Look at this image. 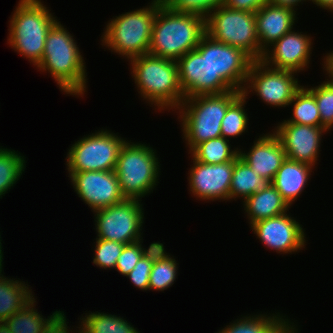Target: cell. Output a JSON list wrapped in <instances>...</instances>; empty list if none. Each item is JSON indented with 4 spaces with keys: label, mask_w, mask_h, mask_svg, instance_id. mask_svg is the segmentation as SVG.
<instances>
[{
    "label": "cell",
    "mask_w": 333,
    "mask_h": 333,
    "mask_svg": "<svg viewBox=\"0 0 333 333\" xmlns=\"http://www.w3.org/2000/svg\"><path fill=\"white\" fill-rule=\"evenodd\" d=\"M143 240L125 244L116 262V271L123 276H127L135 267L140 258L156 243H151L148 248L142 245Z\"/></svg>",
    "instance_id": "8d00e7d4"
},
{
    "label": "cell",
    "mask_w": 333,
    "mask_h": 333,
    "mask_svg": "<svg viewBox=\"0 0 333 333\" xmlns=\"http://www.w3.org/2000/svg\"><path fill=\"white\" fill-rule=\"evenodd\" d=\"M268 0H225L223 5L234 9L256 13Z\"/></svg>",
    "instance_id": "74e56055"
},
{
    "label": "cell",
    "mask_w": 333,
    "mask_h": 333,
    "mask_svg": "<svg viewBox=\"0 0 333 333\" xmlns=\"http://www.w3.org/2000/svg\"><path fill=\"white\" fill-rule=\"evenodd\" d=\"M188 171L189 191L196 200L229 201L233 168L239 155L232 161L221 164H206L196 161Z\"/></svg>",
    "instance_id": "5bb4252c"
},
{
    "label": "cell",
    "mask_w": 333,
    "mask_h": 333,
    "mask_svg": "<svg viewBox=\"0 0 333 333\" xmlns=\"http://www.w3.org/2000/svg\"><path fill=\"white\" fill-rule=\"evenodd\" d=\"M81 316L78 333H140L121 316L93 311ZM137 329V330H136Z\"/></svg>",
    "instance_id": "cb8c5ba5"
},
{
    "label": "cell",
    "mask_w": 333,
    "mask_h": 333,
    "mask_svg": "<svg viewBox=\"0 0 333 333\" xmlns=\"http://www.w3.org/2000/svg\"><path fill=\"white\" fill-rule=\"evenodd\" d=\"M56 21L46 35L39 71L49 73L59 89L65 94L84 96L87 92L86 62L74 35Z\"/></svg>",
    "instance_id": "6da1fadb"
},
{
    "label": "cell",
    "mask_w": 333,
    "mask_h": 333,
    "mask_svg": "<svg viewBox=\"0 0 333 333\" xmlns=\"http://www.w3.org/2000/svg\"><path fill=\"white\" fill-rule=\"evenodd\" d=\"M29 286L28 282L4 276L0 270V322L7 320L35 298Z\"/></svg>",
    "instance_id": "603a6c76"
},
{
    "label": "cell",
    "mask_w": 333,
    "mask_h": 333,
    "mask_svg": "<svg viewBox=\"0 0 333 333\" xmlns=\"http://www.w3.org/2000/svg\"><path fill=\"white\" fill-rule=\"evenodd\" d=\"M293 106L292 117L282 122L303 124L308 126H321L320 113L315 97L304 87L295 93L293 99L288 104V108Z\"/></svg>",
    "instance_id": "f1b7e54d"
},
{
    "label": "cell",
    "mask_w": 333,
    "mask_h": 333,
    "mask_svg": "<svg viewBox=\"0 0 333 333\" xmlns=\"http://www.w3.org/2000/svg\"><path fill=\"white\" fill-rule=\"evenodd\" d=\"M179 263L163 248L155 257L149 277V290L164 291L176 281Z\"/></svg>",
    "instance_id": "f546056e"
},
{
    "label": "cell",
    "mask_w": 333,
    "mask_h": 333,
    "mask_svg": "<svg viewBox=\"0 0 333 333\" xmlns=\"http://www.w3.org/2000/svg\"><path fill=\"white\" fill-rule=\"evenodd\" d=\"M25 159L20 152L0 146V199L21 178L26 169Z\"/></svg>",
    "instance_id": "83f0119b"
},
{
    "label": "cell",
    "mask_w": 333,
    "mask_h": 333,
    "mask_svg": "<svg viewBox=\"0 0 333 333\" xmlns=\"http://www.w3.org/2000/svg\"><path fill=\"white\" fill-rule=\"evenodd\" d=\"M326 78H328L325 79L327 81L318 86L304 87L315 97L320 113L321 127L330 131L333 128V78L329 75Z\"/></svg>",
    "instance_id": "d6a6232c"
},
{
    "label": "cell",
    "mask_w": 333,
    "mask_h": 333,
    "mask_svg": "<svg viewBox=\"0 0 333 333\" xmlns=\"http://www.w3.org/2000/svg\"><path fill=\"white\" fill-rule=\"evenodd\" d=\"M161 0L150 5L113 16L101 36V45L129 61L148 54L156 11Z\"/></svg>",
    "instance_id": "8992f818"
},
{
    "label": "cell",
    "mask_w": 333,
    "mask_h": 333,
    "mask_svg": "<svg viewBox=\"0 0 333 333\" xmlns=\"http://www.w3.org/2000/svg\"><path fill=\"white\" fill-rule=\"evenodd\" d=\"M273 130L284 147L286 158L313 167L318 164L322 136L328 132L326 128L278 122Z\"/></svg>",
    "instance_id": "2e32d148"
},
{
    "label": "cell",
    "mask_w": 333,
    "mask_h": 333,
    "mask_svg": "<svg viewBox=\"0 0 333 333\" xmlns=\"http://www.w3.org/2000/svg\"><path fill=\"white\" fill-rule=\"evenodd\" d=\"M242 94L231 90L222 94L198 95L184 98L176 109L182 131V139L188 154L200 143L221 137V121L228 107Z\"/></svg>",
    "instance_id": "277c9868"
},
{
    "label": "cell",
    "mask_w": 333,
    "mask_h": 333,
    "mask_svg": "<svg viewBox=\"0 0 333 333\" xmlns=\"http://www.w3.org/2000/svg\"><path fill=\"white\" fill-rule=\"evenodd\" d=\"M180 84L185 98L222 94L234 90L209 62V35L204 34L199 45L177 60Z\"/></svg>",
    "instance_id": "30bf717a"
},
{
    "label": "cell",
    "mask_w": 333,
    "mask_h": 333,
    "mask_svg": "<svg viewBox=\"0 0 333 333\" xmlns=\"http://www.w3.org/2000/svg\"><path fill=\"white\" fill-rule=\"evenodd\" d=\"M298 74L289 70L275 69L261 60L252 62L242 93L248 98L254 94L270 107H288L295 93L302 87ZM251 92V93H250Z\"/></svg>",
    "instance_id": "7c38bea8"
},
{
    "label": "cell",
    "mask_w": 333,
    "mask_h": 333,
    "mask_svg": "<svg viewBox=\"0 0 333 333\" xmlns=\"http://www.w3.org/2000/svg\"><path fill=\"white\" fill-rule=\"evenodd\" d=\"M164 248L163 243L156 242L137 262L133 270L126 276L130 282L142 291H148L149 277L154 257Z\"/></svg>",
    "instance_id": "e575fe53"
},
{
    "label": "cell",
    "mask_w": 333,
    "mask_h": 333,
    "mask_svg": "<svg viewBox=\"0 0 333 333\" xmlns=\"http://www.w3.org/2000/svg\"><path fill=\"white\" fill-rule=\"evenodd\" d=\"M297 12L288 7L264 4L256 13L255 21L260 45V60L263 53L283 35L294 29Z\"/></svg>",
    "instance_id": "ffe728a7"
},
{
    "label": "cell",
    "mask_w": 333,
    "mask_h": 333,
    "mask_svg": "<svg viewBox=\"0 0 333 333\" xmlns=\"http://www.w3.org/2000/svg\"><path fill=\"white\" fill-rule=\"evenodd\" d=\"M129 63L131 76L143 100L160 112L171 109L176 112L185 98L177 61L144 54L130 59Z\"/></svg>",
    "instance_id": "7a4b0ae2"
},
{
    "label": "cell",
    "mask_w": 333,
    "mask_h": 333,
    "mask_svg": "<svg viewBox=\"0 0 333 333\" xmlns=\"http://www.w3.org/2000/svg\"><path fill=\"white\" fill-rule=\"evenodd\" d=\"M288 212L254 223L251 227L266 248L277 254L300 252L306 245V234L301 225Z\"/></svg>",
    "instance_id": "9a60e30c"
},
{
    "label": "cell",
    "mask_w": 333,
    "mask_h": 333,
    "mask_svg": "<svg viewBox=\"0 0 333 333\" xmlns=\"http://www.w3.org/2000/svg\"><path fill=\"white\" fill-rule=\"evenodd\" d=\"M205 30L214 40L242 49L254 61L260 60L255 13L221 5L205 20Z\"/></svg>",
    "instance_id": "9c48e42d"
},
{
    "label": "cell",
    "mask_w": 333,
    "mask_h": 333,
    "mask_svg": "<svg viewBox=\"0 0 333 333\" xmlns=\"http://www.w3.org/2000/svg\"><path fill=\"white\" fill-rule=\"evenodd\" d=\"M1 234V233H0ZM1 241H2V239H1V235H0V270H2L3 271V252H2V248H3V246H2V243H1Z\"/></svg>",
    "instance_id": "ee69618b"
},
{
    "label": "cell",
    "mask_w": 333,
    "mask_h": 333,
    "mask_svg": "<svg viewBox=\"0 0 333 333\" xmlns=\"http://www.w3.org/2000/svg\"><path fill=\"white\" fill-rule=\"evenodd\" d=\"M156 154V150L145 143L127 140L121 146L114 171L125 198L141 200L153 193L161 172Z\"/></svg>",
    "instance_id": "52a82bcc"
},
{
    "label": "cell",
    "mask_w": 333,
    "mask_h": 333,
    "mask_svg": "<svg viewBox=\"0 0 333 333\" xmlns=\"http://www.w3.org/2000/svg\"><path fill=\"white\" fill-rule=\"evenodd\" d=\"M306 1L308 2L310 0H268V3L276 6L288 7L296 11L298 9L297 6Z\"/></svg>",
    "instance_id": "ab89813d"
},
{
    "label": "cell",
    "mask_w": 333,
    "mask_h": 333,
    "mask_svg": "<svg viewBox=\"0 0 333 333\" xmlns=\"http://www.w3.org/2000/svg\"><path fill=\"white\" fill-rule=\"evenodd\" d=\"M125 139L106 128L79 138L69 147L66 156L68 177L75 172L115 170Z\"/></svg>",
    "instance_id": "ba28073f"
},
{
    "label": "cell",
    "mask_w": 333,
    "mask_h": 333,
    "mask_svg": "<svg viewBox=\"0 0 333 333\" xmlns=\"http://www.w3.org/2000/svg\"><path fill=\"white\" fill-rule=\"evenodd\" d=\"M138 199L94 211L96 238L130 244L143 240L144 208Z\"/></svg>",
    "instance_id": "8fae6325"
},
{
    "label": "cell",
    "mask_w": 333,
    "mask_h": 333,
    "mask_svg": "<svg viewBox=\"0 0 333 333\" xmlns=\"http://www.w3.org/2000/svg\"><path fill=\"white\" fill-rule=\"evenodd\" d=\"M0 333H11L5 322H0Z\"/></svg>",
    "instance_id": "7bdbcfd3"
},
{
    "label": "cell",
    "mask_w": 333,
    "mask_h": 333,
    "mask_svg": "<svg viewBox=\"0 0 333 333\" xmlns=\"http://www.w3.org/2000/svg\"><path fill=\"white\" fill-rule=\"evenodd\" d=\"M230 140L222 136L198 144L189 154L201 163L221 164L234 160L240 148L231 149Z\"/></svg>",
    "instance_id": "4316f807"
},
{
    "label": "cell",
    "mask_w": 333,
    "mask_h": 333,
    "mask_svg": "<svg viewBox=\"0 0 333 333\" xmlns=\"http://www.w3.org/2000/svg\"><path fill=\"white\" fill-rule=\"evenodd\" d=\"M323 70L325 71L326 74L324 75H329L333 78V51H329V53H326L325 56H323Z\"/></svg>",
    "instance_id": "60d3db41"
},
{
    "label": "cell",
    "mask_w": 333,
    "mask_h": 333,
    "mask_svg": "<svg viewBox=\"0 0 333 333\" xmlns=\"http://www.w3.org/2000/svg\"><path fill=\"white\" fill-rule=\"evenodd\" d=\"M69 179L74 192L92 212L126 199L114 170L75 172Z\"/></svg>",
    "instance_id": "4fadbf2b"
},
{
    "label": "cell",
    "mask_w": 333,
    "mask_h": 333,
    "mask_svg": "<svg viewBox=\"0 0 333 333\" xmlns=\"http://www.w3.org/2000/svg\"><path fill=\"white\" fill-rule=\"evenodd\" d=\"M313 166L286 158L271 184L281 194L289 206L297 201L306 188L308 180L313 172Z\"/></svg>",
    "instance_id": "44dd1931"
},
{
    "label": "cell",
    "mask_w": 333,
    "mask_h": 333,
    "mask_svg": "<svg viewBox=\"0 0 333 333\" xmlns=\"http://www.w3.org/2000/svg\"><path fill=\"white\" fill-rule=\"evenodd\" d=\"M239 156L268 183L273 181L282 162L286 159L284 147L273 130L271 133L261 134L253 142L249 151L239 149Z\"/></svg>",
    "instance_id": "d6986e66"
},
{
    "label": "cell",
    "mask_w": 333,
    "mask_h": 333,
    "mask_svg": "<svg viewBox=\"0 0 333 333\" xmlns=\"http://www.w3.org/2000/svg\"><path fill=\"white\" fill-rule=\"evenodd\" d=\"M247 98L243 93L228 107L225 117L221 121V136L224 139L237 138L248 132L249 117L245 105Z\"/></svg>",
    "instance_id": "1f68e13d"
},
{
    "label": "cell",
    "mask_w": 333,
    "mask_h": 333,
    "mask_svg": "<svg viewBox=\"0 0 333 333\" xmlns=\"http://www.w3.org/2000/svg\"><path fill=\"white\" fill-rule=\"evenodd\" d=\"M41 0H19L9 20V46L36 66L42 59L46 35L57 17Z\"/></svg>",
    "instance_id": "5b68a950"
},
{
    "label": "cell",
    "mask_w": 333,
    "mask_h": 333,
    "mask_svg": "<svg viewBox=\"0 0 333 333\" xmlns=\"http://www.w3.org/2000/svg\"><path fill=\"white\" fill-rule=\"evenodd\" d=\"M310 1L324 10L333 12V0H310Z\"/></svg>",
    "instance_id": "b9f144b4"
},
{
    "label": "cell",
    "mask_w": 333,
    "mask_h": 333,
    "mask_svg": "<svg viewBox=\"0 0 333 333\" xmlns=\"http://www.w3.org/2000/svg\"><path fill=\"white\" fill-rule=\"evenodd\" d=\"M254 60L242 49L214 40L209 36V62L234 90L242 92Z\"/></svg>",
    "instance_id": "ac0fdd59"
},
{
    "label": "cell",
    "mask_w": 333,
    "mask_h": 333,
    "mask_svg": "<svg viewBox=\"0 0 333 333\" xmlns=\"http://www.w3.org/2000/svg\"><path fill=\"white\" fill-rule=\"evenodd\" d=\"M280 312L246 315L235 319L217 333H274Z\"/></svg>",
    "instance_id": "4dcf8cb0"
},
{
    "label": "cell",
    "mask_w": 333,
    "mask_h": 333,
    "mask_svg": "<svg viewBox=\"0 0 333 333\" xmlns=\"http://www.w3.org/2000/svg\"><path fill=\"white\" fill-rule=\"evenodd\" d=\"M93 264L100 269H115L116 262L121 254L125 244L114 242L112 240H104L95 238Z\"/></svg>",
    "instance_id": "d590c367"
},
{
    "label": "cell",
    "mask_w": 333,
    "mask_h": 333,
    "mask_svg": "<svg viewBox=\"0 0 333 333\" xmlns=\"http://www.w3.org/2000/svg\"><path fill=\"white\" fill-rule=\"evenodd\" d=\"M36 303L34 298L24 308L4 321L11 333H42L46 325L60 312V310H56L46 319L35 308Z\"/></svg>",
    "instance_id": "484cf974"
},
{
    "label": "cell",
    "mask_w": 333,
    "mask_h": 333,
    "mask_svg": "<svg viewBox=\"0 0 333 333\" xmlns=\"http://www.w3.org/2000/svg\"><path fill=\"white\" fill-rule=\"evenodd\" d=\"M290 30L264 51L261 61L281 70L300 73L309 68L313 40L309 34ZM271 49V50H270Z\"/></svg>",
    "instance_id": "e0dca14e"
},
{
    "label": "cell",
    "mask_w": 333,
    "mask_h": 333,
    "mask_svg": "<svg viewBox=\"0 0 333 333\" xmlns=\"http://www.w3.org/2000/svg\"><path fill=\"white\" fill-rule=\"evenodd\" d=\"M268 182L253 171L240 157L235 161L231 179L229 201L248 197L263 188Z\"/></svg>",
    "instance_id": "d4e9b609"
},
{
    "label": "cell",
    "mask_w": 333,
    "mask_h": 333,
    "mask_svg": "<svg viewBox=\"0 0 333 333\" xmlns=\"http://www.w3.org/2000/svg\"><path fill=\"white\" fill-rule=\"evenodd\" d=\"M225 0H161L167 8L185 14L199 16L206 20L208 16L223 5Z\"/></svg>",
    "instance_id": "836d02e7"
},
{
    "label": "cell",
    "mask_w": 333,
    "mask_h": 333,
    "mask_svg": "<svg viewBox=\"0 0 333 333\" xmlns=\"http://www.w3.org/2000/svg\"><path fill=\"white\" fill-rule=\"evenodd\" d=\"M243 208L251 227L256 222L289 212L291 207L275 187L267 183L243 202Z\"/></svg>",
    "instance_id": "7402d4cb"
},
{
    "label": "cell",
    "mask_w": 333,
    "mask_h": 333,
    "mask_svg": "<svg viewBox=\"0 0 333 333\" xmlns=\"http://www.w3.org/2000/svg\"><path fill=\"white\" fill-rule=\"evenodd\" d=\"M205 33L203 18L173 11L161 3L156 11L148 54L177 61L194 50Z\"/></svg>",
    "instance_id": "3957f363"
},
{
    "label": "cell",
    "mask_w": 333,
    "mask_h": 333,
    "mask_svg": "<svg viewBox=\"0 0 333 333\" xmlns=\"http://www.w3.org/2000/svg\"><path fill=\"white\" fill-rule=\"evenodd\" d=\"M64 311H60L42 330V333H77L76 330H71L68 325L69 322L66 320ZM70 329V330H69ZM75 331V332H74Z\"/></svg>",
    "instance_id": "f35d334b"
}]
</instances>
